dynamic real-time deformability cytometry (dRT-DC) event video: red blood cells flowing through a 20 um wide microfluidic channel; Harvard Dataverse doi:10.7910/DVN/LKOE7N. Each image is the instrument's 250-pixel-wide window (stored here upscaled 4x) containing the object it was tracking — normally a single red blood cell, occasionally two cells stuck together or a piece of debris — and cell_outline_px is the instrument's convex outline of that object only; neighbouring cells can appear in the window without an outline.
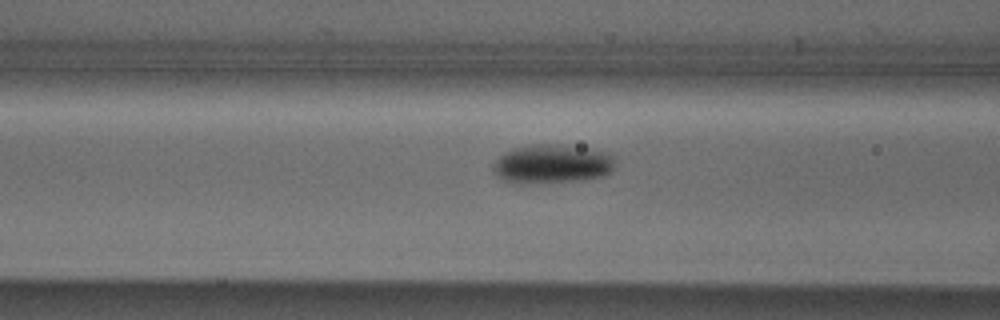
{"species": "Egyptian fruit bat (a non-hibernating species)", "species_latin": "Rousettus aegyptiacus", "temperature_condition": "cold", "stored_images_in_passage": 16, "camera_frame_rate_fps": 3000, "um_per_image_px": 0.085, "animal": {"sex": "male"}, "frame": {"image": 1, "passage_image": 14, "time_ms": 4.333, "image_size_px": [1000, 320], "cell_outline_px": [[616, 156], [612, 168], [604, 176], [580, 180], [528, 184], [512, 184], [496, 176], [492, 172], [492, 164], [504, 152], [512, 148], [528, 144], [560, 144], [588, 148], [608, 152]], "centroid_in_image_um": [46.88, 13.93], "position_along_channel_um": 119.7, "area_um2": 28.32}}